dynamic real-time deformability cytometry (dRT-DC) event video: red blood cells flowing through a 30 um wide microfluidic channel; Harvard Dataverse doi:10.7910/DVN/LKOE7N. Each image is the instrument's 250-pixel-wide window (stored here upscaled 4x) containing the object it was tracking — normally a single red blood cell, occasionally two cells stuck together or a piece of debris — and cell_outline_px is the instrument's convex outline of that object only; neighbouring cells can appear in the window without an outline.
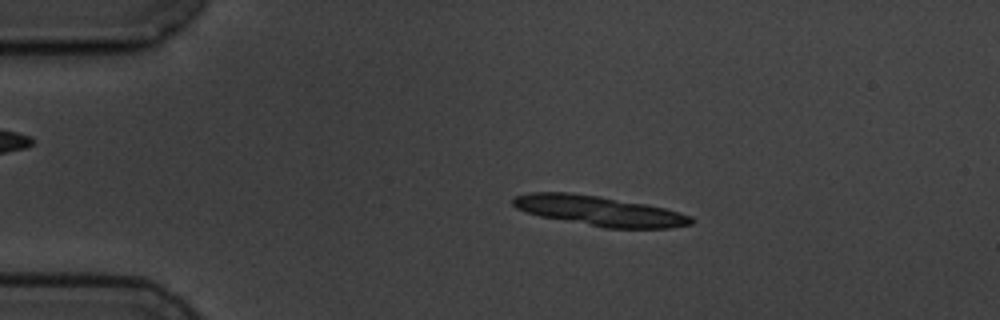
{"species": "common noctule bat (a hibernating species)", "species_latin": "Nyctalus noctula", "temperature_condition": "cold", "stored_images_in_passage": 3, "camera_frame_rate_fps": 3000, "um_per_image_px": 0.085, "animal": {"sex": "male", "body_mass_g": 19.5, "forearm_length_mm": 54.6}, "frame": {"image": 1, "passage_image": 2, "time_ms": 1.333, "image_size_px": [1000, 320], "cell_outline_px": [[696, 220], [692, 224], [672, 228], [604, 228], [540, 216], [516, 208], [512, 204], [512, 200], [516, 196], [528, 192], [572, 192], [600, 196], [648, 204], [680, 212], [692, 216]], "centroid_in_image_um": [50.98, 17.92], "position_along_channel_um": 34.0, "area_um2": 31.33}}